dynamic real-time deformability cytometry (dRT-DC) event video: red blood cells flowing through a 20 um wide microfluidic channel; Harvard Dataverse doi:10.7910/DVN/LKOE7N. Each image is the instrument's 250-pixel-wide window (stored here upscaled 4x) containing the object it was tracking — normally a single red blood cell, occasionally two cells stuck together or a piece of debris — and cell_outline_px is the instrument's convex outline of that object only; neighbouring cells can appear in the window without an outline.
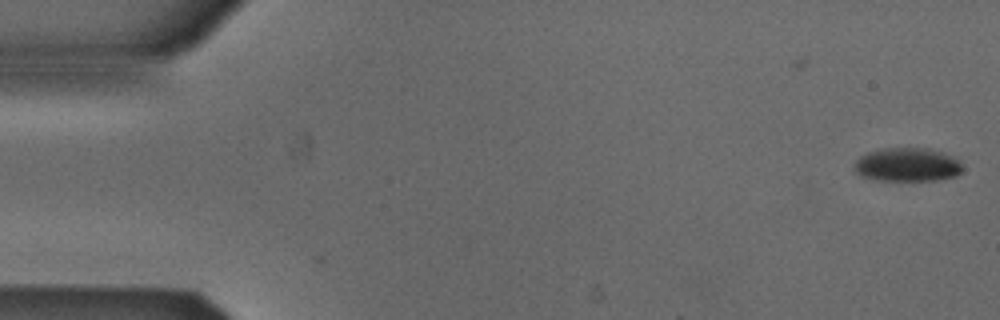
{"species": "Egyptian fruit bat (a non-hibernating species)", "species_latin": "Rousettus aegyptiacus", "temperature_condition": "cold", "stored_images_in_passage": 53, "camera_frame_rate_fps": 3000, "um_per_image_px": 0.085, "animal": {"sex": "male"}, "frame": {"image": 1, "passage_image": 1, "time_ms": 0.0, "image_size_px": [1000, 320], "cell_outline_px": [[960, 172], [956, 176], [936, 180], [876, 180], [860, 176], [856, 172], [856, 160], [860, 156], [868, 152], [884, 148], [928, 148], [952, 156], [960, 164]], "centroid_in_image_um": [77.09, 14.0], "position_along_channel_um": 7.9, "area_um2": 20.92}}
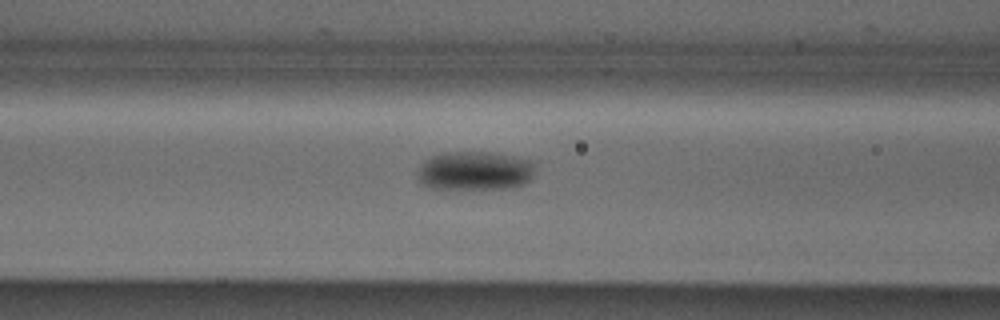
{"frame": {"image": 2, "passage_image": 21, "time_ms": 6.667, "image_size_px": [1000, 320], "cell_outline_px": [[532, 176], [524, 184], [512, 188], [444, 192], [420, 184], [416, 176], [416, 172], [420, 164], [424, 160], [432, 156], [448, 152], [488, 152], [512, 156], [532, 160]], "centroid_in_image_um": [40.25, 14.58], "position_along_channel_um": 126.3, "area_um2": 27.74}}
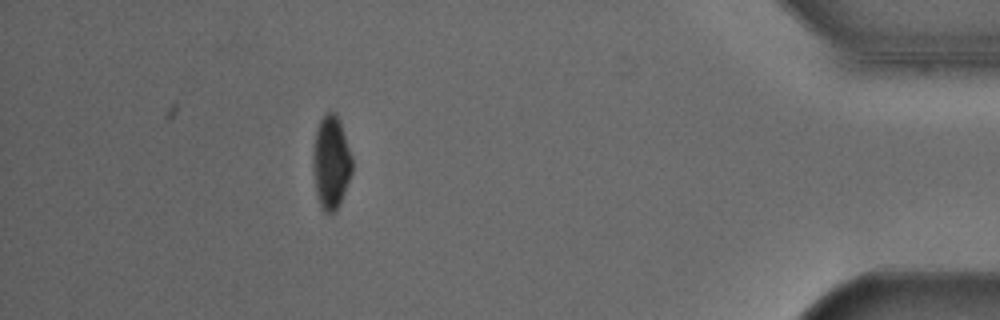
{"frame": {"image": 3, "passage_image": 47, "time_ms": 15.333, "image_size_px": [1000, 320], "cell_outline_px": [[352, 172], [340, 204], [332, 212], [324, 212], [320, 208], [316, 192], [312, 168], [312, 152], [316, 128], [320, 120], [328, 112], [336, 112], [340, 120], [352, 156]], "centroid_in_image_um": [28.12, 13.79], "position_along_channel_um": 407.1, "area_um2": 21.5}, "authors_computed_cell_mechanics": {"area_um2": 23.4668, "velocity_mm_per_s": 3.8803, "shape_relaxation_time_tau1_ms": 6.9726, "shape_relaxation_time_tau2_ms": null, "deformation_change_tau1": 0.1378, "deformation_change_tau2": null}}